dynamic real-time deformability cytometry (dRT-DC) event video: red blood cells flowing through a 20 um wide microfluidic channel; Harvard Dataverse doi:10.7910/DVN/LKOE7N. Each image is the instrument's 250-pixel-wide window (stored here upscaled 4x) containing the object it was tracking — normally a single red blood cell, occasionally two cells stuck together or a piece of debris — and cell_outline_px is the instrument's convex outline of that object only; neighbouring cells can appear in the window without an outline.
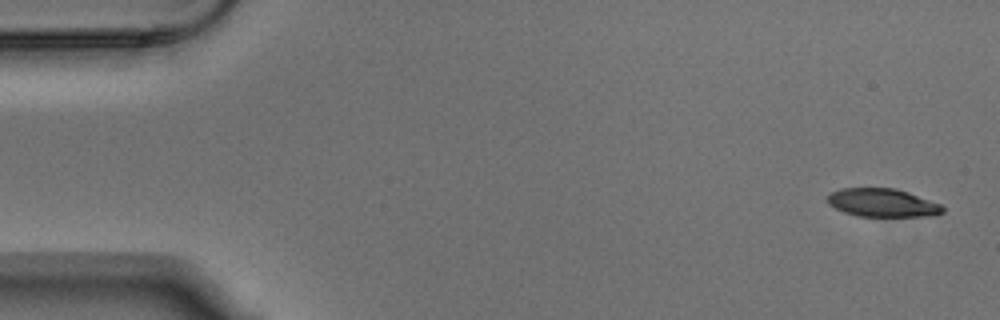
{"species": "Egyptian fruit bat (a non-hibernating species)", "species_latin": "Rousettus aegyptiacus", "temperature_condition": "warm", "stored_images_in_passage": 8, "camera_frame_rate_fps": 3000, "um_per_image_px": 0.085, "animal": {"sex": "male"}, "frame": {"image": 1, "passage_image": 1, "time_ms": 0.0, "image_size_px": [1000, 320], "cell_outline_px": [[944, 212], [936, 216], [856, 216], [844, 212], [828, 204], [828, 196], [832, 192], [840, 188], [896, 188], [908, 192], [940, 204], [944, 208]], "centroid_in_image_um": [75.02, 17.24], "position_along_channel_um": 10.0, "area_um2": 18.96}}
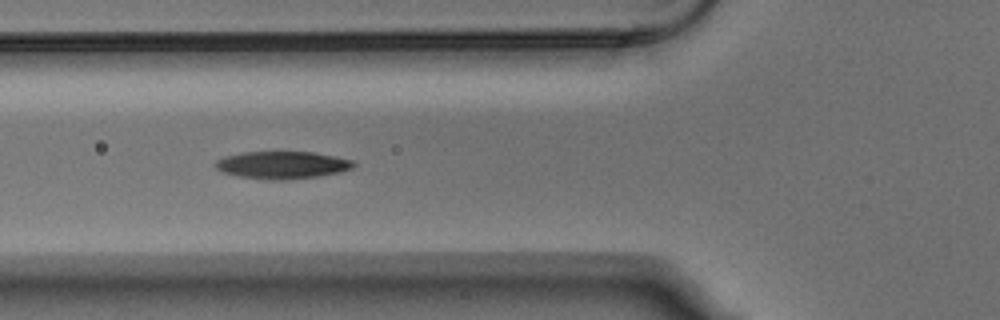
{"frame": {"image": 2, "passage_image": 6, "time_ms": 1.667, "image_size_px": [1000, 320], "cell_outline_px": [[356, 164], [352, 168], [340, 172], [320, 176], [288, 180], [268, 180], [240, 176], [224, 172], [216, 168], [212, 164], [216, 160], [224, 156], [240, 152], [316, 152], [356, 160]], "centroid_in_image_um": [24.02, 14.02], "position_along_channel_um": 101.8, "area_um2": 22.43}}
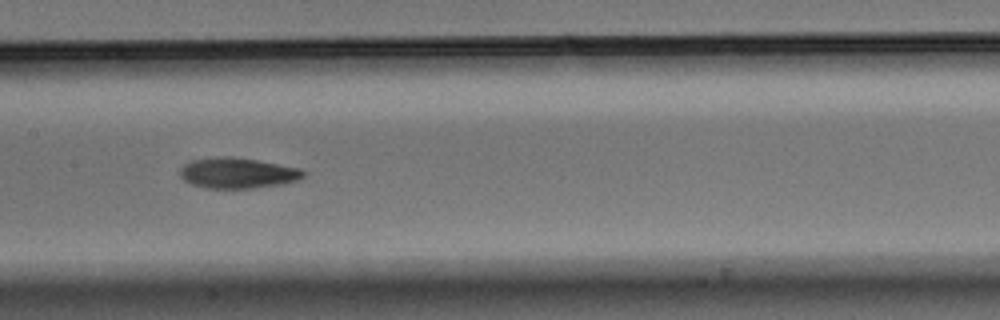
{"frame": {"image": 3, "passage_image": 8, "time_ms": 2.333, "image_size_px": [1000, 320], "cell_outline_px": [[308, 172], [304, 176], [296, 180], [284, 184], [252, 188], [204, 188], [192, 184], [184, 180], [180, 176], [180, 168], [184, 164], [192, 160], [220, 156], [232, 156], [256, 160], [300, 168]], "centroid_in_image_um": [20.2, 14.7], "position_along_channel_um": 187.2, "area_um2": 22.08}}